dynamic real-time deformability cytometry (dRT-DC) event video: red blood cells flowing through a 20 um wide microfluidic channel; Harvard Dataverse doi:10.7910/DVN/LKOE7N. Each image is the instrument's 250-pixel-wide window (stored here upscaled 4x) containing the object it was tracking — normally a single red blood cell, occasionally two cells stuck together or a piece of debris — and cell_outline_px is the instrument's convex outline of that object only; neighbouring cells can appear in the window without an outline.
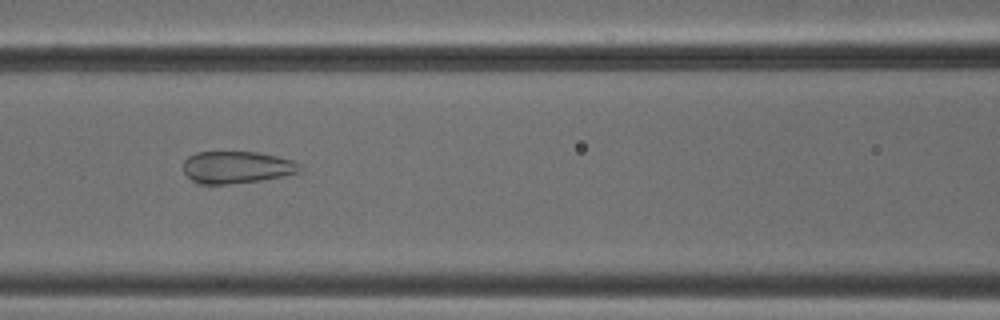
{"species": "common noctule bat (a hibernating species)", "species_latin": "Nyctalus noctula", "temperature_condition": "cold", "stored_images_in_passage": 42, "camera_frame_rate_fps": 3000, "um_per_image_px": 0.085, "animal": {"sex": "male", "body_mass_g": 18.8}, "frame": {"image": 1, "passage_image": 28, "time_ms": 9.0, "image_size_px": [1000, 320], "cell_outline_px": [[300, 172], [284, 176], [260, 180], [228, 184], [196, 184], [184, 172], [184, 160], [188, 156], [196, 152], [256, 152], [276, 156], [292, 160], [300, 164]], "centroid_in_image_um": [20.1, 14.22], "position_along_channel_um": 146.5, "area_um2": 21.79}}